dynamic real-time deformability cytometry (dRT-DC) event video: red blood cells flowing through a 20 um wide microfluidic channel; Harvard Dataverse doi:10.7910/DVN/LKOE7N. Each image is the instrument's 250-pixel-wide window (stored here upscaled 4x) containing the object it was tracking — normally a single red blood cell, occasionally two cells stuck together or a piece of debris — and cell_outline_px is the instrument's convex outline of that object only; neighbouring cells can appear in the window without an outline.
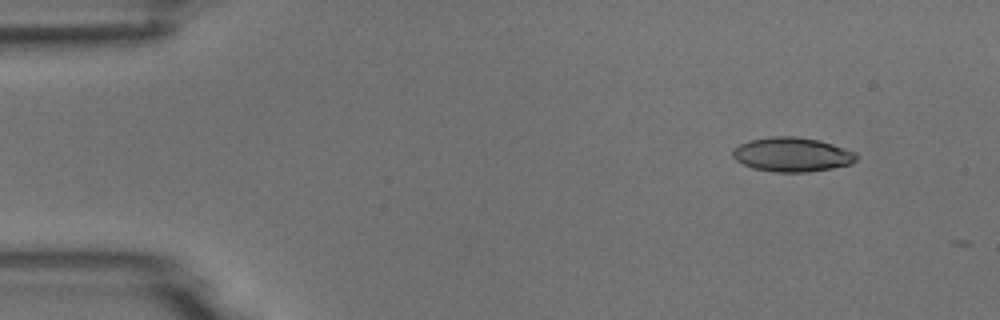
{"species": "common noctule bat (a hibernating species)", "species_latin": "Nyctalus noctula", "temperature_condition": "room temperature", "stored_images_in_passage": 4, "camera_frame_rate_fps": 3000, "um_per_image_px": 0.085, "animal": {"sex": "male", "body_mass_g": 18.8}, "frame": {"image": 1, "passage_image": 1, "time_ms": 0.0, "image_size_px": [1000, 320], "cell_outline_px": [[856, 160], [852, 164], [832, 168], [808, 172], [776, 172], [752, 168], [736, 160], [732, 156], [732, 152], [740, 144], [748, 140], [772, 136], [796, 136], [820, 140], [856, 152]], "centroid_in_image_um": [67.33, 13.13], "position_along_channel_um": 17.7, "area_um2": 24.74}}
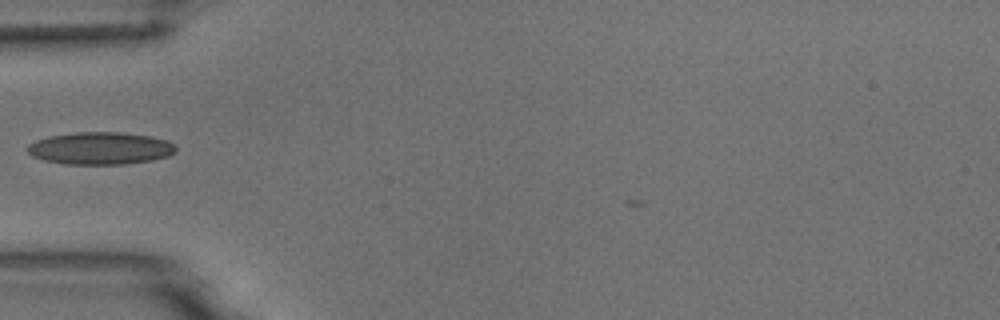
{"frame": {"image": 2, "passage_image": 4, "time_ms": 4.0, "image_size_px": [1000, 320], "cell_outline_px": [[176, 152], [168, 156], [152, 160], [124, 164], [68, 164], [44, 160], [32, 156], [24, 148], [28, 144], [36, 140], [52, 136], [76, 132], [120, 132], [152, 136], [168, 140], [176, 144]], "centroid_in_image_um": [8.55, 12.6], "position_along_channel_um": 76.4, "area_um2": 28.15}}